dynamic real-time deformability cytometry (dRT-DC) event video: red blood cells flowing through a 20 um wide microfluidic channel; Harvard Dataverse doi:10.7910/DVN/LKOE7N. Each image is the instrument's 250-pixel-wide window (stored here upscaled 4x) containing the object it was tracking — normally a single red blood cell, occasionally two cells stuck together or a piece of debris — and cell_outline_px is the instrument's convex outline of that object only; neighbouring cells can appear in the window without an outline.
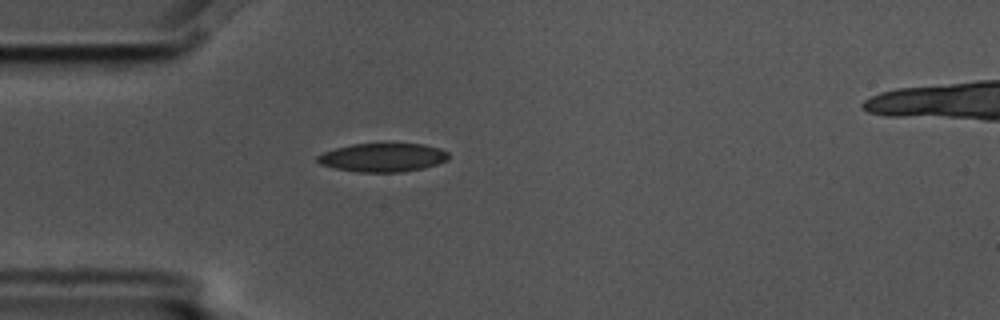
{"species": "common noctule bat (a hibernating species)", "species_latin": "Nyctalus noctula", "temperature_condition": "cold", "stored_images_in_passage": 4, "camera_frame_rate_fps": 3000, "um_per_image_px": 0.085, "animal": {"sex": "male", "body_mass_g": 17.5, "forearm_length_mm": 52.3}, "frame": {"image": 1, "passage_image": 4, "time_ms": 1.0, "image_size_px": [1000, 320], "cell_outline_px": [[448, 160], [424, 168], [400, 172], [356, 172], [336, 168], [320, 164], [316, 160], [316, 156], [324, 152], [336, 148], [352, 144], [420, 144], [440, 148], [448, 152]], "centroid_in_image_um": [32.53, 13.39], "position_along_channel_um": 52.5, "area_um2": 21.73}}